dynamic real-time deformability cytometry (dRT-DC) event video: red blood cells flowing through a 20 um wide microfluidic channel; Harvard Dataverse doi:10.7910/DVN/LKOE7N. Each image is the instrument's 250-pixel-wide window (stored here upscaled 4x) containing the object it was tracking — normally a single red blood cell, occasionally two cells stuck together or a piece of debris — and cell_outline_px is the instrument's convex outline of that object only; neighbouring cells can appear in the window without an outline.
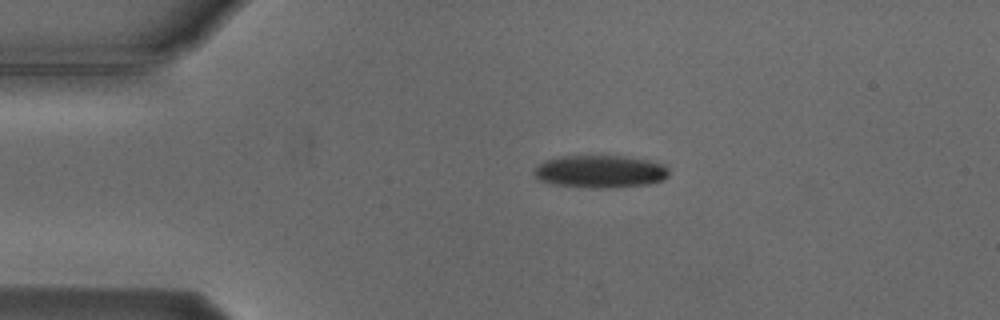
{"species": "Egyptian fruit bat (a non-hibernating species)", "species_latin": "Rousettus aegyptiacus", "temperature_condition": "cold", "stored_images_in_passage": 3, "camera_frame_rate_fps": 3000, "um_per_image_px": 0.085, "animal": {"sex": "male"}, "frame": {"image": 1, "passage_image": 2, "time_ms": 1.333, "image_size_px": [1000, 320], "cell_outline_px": [[668, 176], [664, 180], [644, 184], [600, 188], [596, 188], [556, 184], [540, 180], [532, 172], [532, 168], [544, 160], [560, 156], [628, 156], [648, 160], [664, 164], [668, 168]], "centroid_in_image_um": [50.99, 14.55], "position_along_channel_um": 34.0, "area_um2": 25.49}}